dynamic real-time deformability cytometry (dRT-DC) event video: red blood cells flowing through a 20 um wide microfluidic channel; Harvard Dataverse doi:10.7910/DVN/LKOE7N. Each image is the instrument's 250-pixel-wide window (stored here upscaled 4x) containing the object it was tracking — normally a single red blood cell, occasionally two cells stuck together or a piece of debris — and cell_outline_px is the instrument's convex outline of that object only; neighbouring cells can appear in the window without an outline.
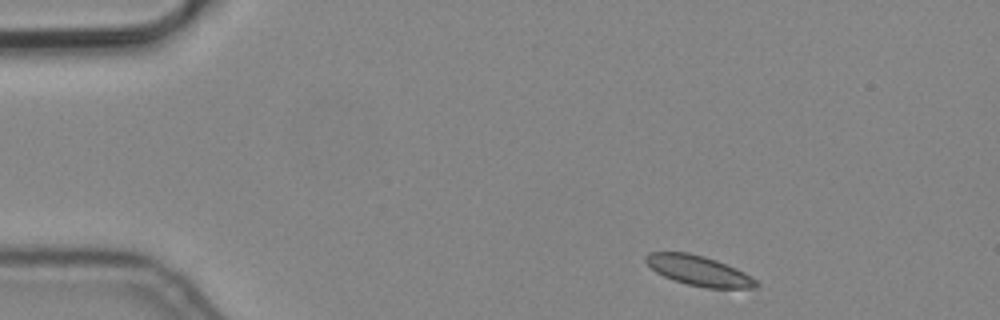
{"species": "common noctule bat (a hibernating species)", "species_latin": "Nyctalus noctula", "temperature_condition": "cold", "stored_images_in_passage": 3, "camera_frame_rate_fps": 3000, "um_per_image_px": 0.085, "animal": {"sex": "male", "body_mass_g": 19.2, "forearm_length_mm": 51.8}, "frame": {"image": 1, "passage_image": 1, "time_ms": 0.0, "image_size_px": [1000, 320], "cell_outline_px": [[760, 284], [756, 288], [704, 288], [688, 284], [664, 276], [656, 272], [644, 260], [644, 256], [648, 252], [688, 252], [704, 256], [716, 260], [736, 268], [744, 272], [756, 280]], "centroid_in_image_um": [59.4, 23.0], "position_along_channel_um": 25.6, "area_um2": 19.25}}